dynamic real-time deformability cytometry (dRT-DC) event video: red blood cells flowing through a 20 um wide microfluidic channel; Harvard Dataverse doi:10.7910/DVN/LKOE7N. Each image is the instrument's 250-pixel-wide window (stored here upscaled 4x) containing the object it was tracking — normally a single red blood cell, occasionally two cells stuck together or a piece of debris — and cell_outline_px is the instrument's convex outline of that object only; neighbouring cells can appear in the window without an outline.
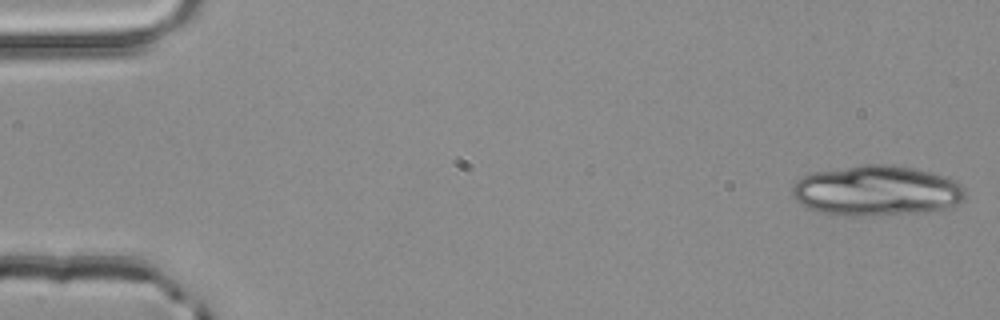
{"species": "common noctule bat (a hibernating species)", "species_latin": "Nyctalus noctula", "temperature_condition": "room temperature", "stored_images_in_passage": 15, "camera_frame_rate_fps": 3000, "um_per_image_px": 0.085, "animal": {"sex": "male", "body_mass_g": 20.4}, "frame": {"image": 1, "passage_image": 1, "time_ms": 0.0, "image_size_px": [1000, 320], "cell_outline_px": [[964, 200], [956, 204], [944, 208], [920, 212], [876, 216], [848, 216], [816, 212], [804, 208], [792, 196], [792, 184], [796, 180], [812, 172], [864, 164], [884, 164], [912, 168], [944, 176], [960, 184], [964, 188]], "centroid_in_image_um": [74.42, 16.23], "position_along_channel_um": 10.6, "area_um2": 50.92}}